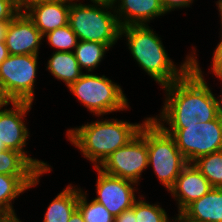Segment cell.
<instances>
[{
	"label": "cell",
	"mask_w": 222,
	"mask_h": 222,
	"mask_svg": "<svg viewBox=\"0 0 222 222\" xmlns=\"http://www.w3.org/2000/svg\"><path fill=\"white\" fill-rule=\"evenodd\" d=\"M192 67L178 80L162 87L165 93L160 113L150 118L161 128H186V125L206 123L219 116L215 93L191 48ZM168 125V127H167Z\"/></svg>",
	"instance_id": "cell-1"
},
{
	"label": "cell",
	"mask_w": 222,
	"mask_h": 222,
	"mask_svg": "<svg viewBox=\"0 0 222 222\" xmlns=\"http://www.w3.org/2000/svg\"><path fill=\"white\" fill-rule=\"evenodd\" d=\"M120 38L126 41L127 49L138 66L161 88L181 78L192 67V52H188L180 65L175 63L160 35L149 25L122 27Z\"/></svg>",
	"instance_id": "cell-2"
},
{
	"label": "cell",
	"mask_w": 222,
	"mask_h": 222,
	"mask_svg": "<svg viewBox=\"0 0 222 222\" xmlns=\"http://www.w3.org/2000/svg\"><path fill=\"white\" fill-rule=\"evenodd\" d=\"M149 118H144L142 123H130L129 120L99 116L96 121L70 127L65 133L67 140L92 162L93 167H99L114 151L134 139Z\"/></svg>",
	"instance_id": "cell-3"
},
{
	"label": "cell",
	"mask_w": 222,
	"mask_h": 222,
	"mask_svg": "<svg viewBox=\"0 0 222 222\" xmlns=\"http://www.w3.org/2000/svg\"><path fill=\"white\" fill-rule=\"evenodd\" d=\"M71 0L68 24L80 41H94L113 48L120 38L115 9L105 4Z\"/></svg>",
	"instance_id": "cell-4"
},
{
	"label": "cell",
	"mask_w": 222,
	"mask_h": 222,
	"mask_svg": "<svg viewBox=\"0 0 222 222\" xmlns=\"http://www.w3.org/2000/svg\"><path fill=\"white\" fill-rule=\"evenodd\" d=\"M139 134L147 142L148 167H153L151 169L168 192L188 163L174 138L151 118L141 127Z\"/></svg>",
	"instance_id": "cell-5"
},
{
	"label": "cell",
	"mask_w": 222,
	"mask_h": 222,
	"mask_svg": "<svg viewBox=\"0 0 222 222\" xmlns=\"http://www.w3.org/2000/svg\"><path fill=\"white\" fill-rule=\"evenodd\" d=\"M68 89L93 116L114 115V112L131 109L122 87L105 75L83 73Z\"/></svg>",
	"instance_id": "cell-6"
},
{
	"label": "cell",
	"mask_w": 222,
	"mask_h": 222,
	"mask_svg": "<svg viewBox=\"0 0 222 222\" xmlns=\"http://www.w3.org/2000/svg\"><path fill=\"white\" fill-rule=\"evenodd\" d=\"M162 129L174 138L187 163L222 150V120L219 116L206 123L186 125V128Z\"/></svg>",
	"instance_id": "cell-7"
},
{
	"label": "cell",
	"mask_w": 222,
	"mask_h": 222,
	"mask_svg": "<svg viewBox=\"0 0 222 222\" xmlns=\"http://www.w3.org/2000/svg\"><path fill=\"white\" fill-rule=\"evenodd\" d=\"M38 59L39 55H9L0 64V82L11 102H34Z\"/></svg>",
	"instance_id": "cell-8"
},
{
	"label": "cell",
	"mask_w": 222,
	"mask_h": 222,
	"mask_svg": "<svg viewBox=\"0 0 222 222\" xmlns=\"http://www.w3.org/2000/svg\"><path fill=\"white\" fill-rule=\"evenodd\" d=\"M7 106L9 105L0 108V142L7 149L22 153L41 173L52 170L49 163L32 158L29 154L30 151L25 150L27 141L31 136L24 119L32 110L33 103L12 101L10 103L12 108H7Z\"/></svg>",
	"instance_id": "cell-9"
},
{
	"label": "cell",
	"mask_w": 222,
	"mask_h": 222,
	"mask_svg": "<svg viewBox=\"0 0 222 222\" xmlns=\"http://www.w3.org/2000/svg\"><path fill=\"white\" fill-rule=\"evenodd\" d=\"M98 168L109 175L139 185L142 174L148 168L146 140L138 133L127 145L114 151Z\"/></svg>",
	"instance_id": "cell-10"
},
{
	"label": "cell",
	"mask_w": 222,
	"mask_h": 222,
	"mask_svg": "<svg viewBox=\"0 0 222 222\" xmlns=\"http://www.w3.org/2000/svg\"><path fill=\"white\" fill-rule=\"evenodd\" d=\"M94 170L98 173L95 186L97 196L93 198L94 200L101 203L114 216L134 205L137 198H139V196L136 197V193H140L137 192L140 185L109 175L98 167H94Z\"/></svg>",
	"instance_id": "cell-11"
},
{
	"label": "cell",
	"mask_w": 222,
	"mask_h": 222,
	"mask_svg": "<svg viewBox=\"0 0 222 222\" xmlns=\"http://www.w3.org/2000/svg\"><path fill=\"white\" fill-rule=\"evenodd\" d=\"M44 40L39 29L23 11L8 23L5 45L9 55H39Z\"/></svg>",
	"instance_id": "cell-12"
},
{
	"label": "cell",
	"mask_w": 222,
	"mask_h": 222,
	"mask_svg": "<svg viewBox=\"0 0 222 222\" xmlns=\"http://www.w3.org/2000/svg\"><path fill=\"white\" fill-rule=\"evenodd\" d=\"M212 188L207 178L193 163H188L168 193L177 202V212L180 214L189 204L207 194Z\"/></svg>",
	"instance_id": "cell-13"
},
{
	"label": "cell",
	"mask_w": 222,
	"mask_h": 222,
	"mask_svg": "<svg viewBox=\"0 0 222 222\" xmlns=\"http://www.w3.org/2000/svg\"><path fill=\"white\" fill-rule=\"evenodd\" d=\"M119 25H148L167 14L162 0H117L114 6Z\"/></svg>",
	"instance_id": "cell-14"
},
{
	"label": "cell",
	"mask_w": 222,
	"mask_h": 222,
	"mask_svg": "<svg viewBox=\"0 0 222 222\" xmlns=\"http://www.w3.org/2000/svg\"><path fill=\"white\" fill-rule=\"evenodd\" d=\"M71 1L42 2L30 5L24 12L42 36L68 24Z\"/></svg>",
	"instance_id": "cell-15"
},
{
	"label": "cell",
	"mask_w": 222,
	"mask_h": 222,
	"mask_svg": "<svg viewBox=\"0 0 222 222\" xmlns=\"http://www.w3.org/2000/svg\"><path fill=\"white\" fill-rule=\"evenodd\" d=\"M41 173L22 153L6 149L0 151V174L17 176L28 188H35L40 177L46 173Z\"/></svg>",
	"instance_id": "cell-16"
},
{
	"label": "cell",
	"mask_w": 222,
	"mask_h": 222,
	"mask_svg": "<svg viewBox=\"0 0 222 222\" xmlns=\"http://www.w3.org/2000/svg\"><path fill=\"white\" fill-rule=\"evenodd\" d=\"M179 219L222 222V188L213 187L207 194L189 204Z\"/></svg>",
	"instance_id": "cell-17"
},
{
	"label": "cell",
	"mask_w": 222,
	"mask_h": 222,
	"mask_svg": "<svg viewBox=\"0 0 222 222\" xmlns=\"http://www.w3.org/2000/svg\"><path fill=\"white\" fill-rule=\"evenodd\" d=\"M79 186L71 183L63 188L48 205L42 222H68L77 209Z\"/></svg>",
	"instance_id": "cell-18"
},
{
	"label": "cell",
	"mask_w": 222,
	"mask_h": 222,
	"mask_svg": "<svg viewBox=\"0 0 222 222\" xmlns=\"http://www.w3.org/2000/svg\"><path fill=\"white\" fill-rule=\"evenodd\" d=\"M45 65H47L45 70L51 73L57 80L65 83L64 85L67 88L84 73L79 67L74 52L53 51Z\"/></svg>",
	"instance_id": "cell-19"
},
{
	"label": "cell",
	"mask_w": 222,
	"mask_h": 222,
	"mask_svg": "<svg viewBox=\"0 0 222 222\" xmlns=\"http://www.w3.org/2000/svg\"><path fill=\"white\" fill-rule=\"evenodd\" d=\"M111 50L106 44L94 41H78L74 54L81 70L91 73L105 59L107 51Z\"/></svg>",
	"instance_id": "cell-20"
},
{
	"label": "cell",
	"mask_w": 222,
	"mask_h": 222,
	"mask_svg": "<svg viewBox=\"0 0 222 222\" xmlns=\"http://www.w3.org/2000/svg\"><path fill=\"white\" fill-rule=\"evenodd\" d=\"M29 189L17 176L0 174V216L17 215L13 204Z\"/></svg>",
	"instance_id": "cell-21"
},
{
	"label": "cell",
	"mask_w": 222,
	"mask_h": 222,
	"mask_svg": "<svg viewBox=\"0 0 222 222\" xmlns=\"http://www.w3.org/2000/svg\"><path fill=\"white\" fill-rule=\"evenodd\" d=\"M87 191L79 187L77 209L81 212L84 222H114L115 216L101 203L92 198L89 202Z\"/></svg>",
	"instance_id": "cell-22"
},
{
	"label": "cell",
	"mask_w": 222,
	"mask_h": 222,
	"mask_svg": "<svg viewBox=\"0 0 222 222\" xmlns=\"http://www.w3.org/2000/svg\"><path fill=\"white\" fill-rule=\"evenodd\" d=\"M193 165L213 187L222 188V150L199 157Z\"/></svg>",
	"instance_id": "cell-23"
},
{
	"label": "cell",
	"mask_w": 222,
	"mask_h": 222,
	"mask_svg": "<svg viewBox=\"0 0 222 222\" xmlns=\"http://www.w3.org/2000/svg\"><path fill=\"white\" fill-rule=\"evenodd\" d=\"M145 195L139 194V198L134 203V212L137 222H169L172 218L160 203H150L146 201ZM144 199V200H143Z\"/></svg>",
	"instance_id": "cell-24"
},
{
	"label": "cell",
	"mask_w": 222,
	"mask_h": 222,
	"mask_svg": "<svg viewBox=\"0 0 222 222\" xmlns=\"http://www.w3.org/2000/svg\"><path fill=\"white\" fill-rule=\"evenodd\" d=\"M51 48L58 52H74L78 44V37L70 28L69 24L59 27L43 36Z\"/></svg>",
	"instance_id": "cell-25"
},
{
	"label": "cell",
	"mask_w": 222,
	"mask_h": 222,
	"mask_svg": "<svg viewBox=\"0 0 222 222\" xmlns=\"http://www.w3.org/2000/svg\"><path fill=\"white\" fill-rule=\"evenodd\" d=\"M19 12V0H0V23L11 21Z\"/></svg>",
	"instance_id": "cell-26"
},
{
	"label": "cell",
	"mask_w": 222,
	"mask_h": 222,
	"mask_svg": "<svg viewBox=\"0 0 222 222\" xmlns=\"http://www.w3.org/2000/svg\"><path fill=\"white\" fill-rule=\"evenodd\" d=\"M220 26V41L213 50L211 68L208 71V73L211 71V74H214L215 77H222V25Z\"/></svg>",
	"instance_id": "cell-27"
},
{
	"label": "cell",
	"mask_w": 222,
	"mask_h": 222,
	"mask_svg": "<svg viewBox=\"0 0 222 222\" xmlns=\"http://www.w3.org/2000/svg\"><path fill=\"white\" fill-rule=\"evenodd\" d=\"M194 0H162L165 12L168 14L175 9L189 8L193 5Z\"/></svg>",
	"instance_id": "cell-28"
},
{
	"label": "cell",
	"mask_w": 222,
	"mask_h": 222,
	"mask_svg": "<svg viewBox=\"0 0 222 222\" xmlns=\"http://www.w3.org/2000/svg\"><path fill=\"white\" fill-rule=\"evenodd\" d=\"M114 222H137L134 212V205L119 215L115 216Z\"/></svg>",
	"instance_id": "cell-29"
},
{
	"label": "cell",
	"mask_w": 222,
	"mask_h": 222,
	"mask_svg": "<svg viewBox=\"0 0 222 222\" xmlns=\"http://www.w3.org/2000/svg\"><path fill=\"white\" fill-rule=\"evenodd\" d=\"M57 1H71V0H19L20 11H25L30 5H35L42 2H57Z\"/></svg>",
	"instance_id": "cell-30"
},
{
	"label": "cell",
	"mask_w": 222,
	"mask_h": 222,
	"mask_svg": "<svg viewBox=\"0 0 222 222\" xmlns=\"http://www.w3.org/2000/svg\"><path fill=\"white\" fill-rule=\"evenodd\" d=\"M11 100L8 98L6 93L3 90V87L0 82V108L5 107L6 105H10Z\"/></svg>",
	"instance_id": "cell-31"
},
{
	"label": "cell",
	"mask_w": 222,
	"mask_h": 222,
	"mask_svg": "<svg viewBox=\"0 0 222 222\" xmlns=\"http://www.w3.org/2000/svg\"><path fill=\"white\" fill-rule=\"evenodd\" d=\"M9 56L8 48L5 42H0V64Z\"/></svg>",
	"instance_id": "cell-32"
},
{
	"label": "cell",
	"mask_w": 222,
	"mask_h": 222,
	"mask_svg": "<svg viewBox=\"0 0 222 222\" xmlns=\"http://www.w3.org/2000/svg\"><path fill=\"white\" fill-rule=\"evenodd\" d=\"M68 222H84V219H83V216H82L81 212L78 209H76L72 213Z\"/></svg>",
	"instance_id": "cell-33"
},
{
	"label": "cell",
	"mask_w": 222,
	"mask_h": 222,
	"mask_svg": "<svg viewBox=\"0 0 222 222\" xmlns=\"http://www.w3.org/2000/svg\"><path fill=\"white\" fill-rule=\"evenodd\" d=\"M9 22L0 23V42L5 40Z\"/></svg>",
	"instance_id": "cell-34"
},
{
	"label": "cell",
	"mask_w": 222,
	"mask_h": 222,
	"mask_svg": "<svg viewBox=\"0 0 222 222\" xmlns=\"http://www.w3.org/2000/svg\"><path fill=\"white\" fill-rule=\"evenodd\" d=\"M219 81H221L220 83H222V77H216ZM221 95H217V102H218V111H219V118L222 120V87H221V91H220Z\"/></svg>",
	"instance_id": "cell-35"
},
{
	"label": "cell",
	"mask_w": 222,
	"mask_h": 222,
	"mask_svg": "<svg viewBox=\"0 0 222 222\" xmlns=\"http://www.w3.org/2000/svg\"><path fill=\"white\" fill-rule=\"evenodd\" d=\"M0 222H22L18 215L0 216Z\"/></svg>",
	"instance_id": "cell-36"
},
{
	"label": "cell",
	"mask_w": 222,
	"mask_h": 222,
	"mask_svg": "<svg viewBox=\"0 0 222 222\" xmlns=\"http://www.w3.org/2000/svg\"><path fill=\"white\" fill-rule=\"evenodd\" d=\"M80 1V0H77ZM117 0H89L88 3L105 4L114 7Z\"/></svg>",
	"instance_id": "cell-37"
},
{
	"label": "cell",
	"mask_w": 222,
	"mask_h": 222,
	"mask_svg": "<svg viewBox=\"0 0 222 222\" xmlns=\"http://www.w3.org/2000/svg\"><path fill=\"white\" fill-rule=\"evenodd\" d=\"M215 4L219 13L218 17H220L219 18L220 25H222V0H217Z\"/></svg>",
	"instance_id": "cell-38"
},
{
	"label": "cell",
	"mask_w": 222,
	"mask_h": 222,
	"mask_svg": "<svg viewBox=\"0 0 222 222\" xmlns=\"http://www.w3.org/2000/svg\"><path fill=\"white\" fill-rule=\"evenodd\" d=\"M180 222H207V221H199L194 219H179Z\"/></svg>",
	"instance_id": "cell-39"
},
{
	"label": "cell",
	"mask_w": 222,
	"mask_h": 222,
	"mask_svg": "<svg viewBox=\"0 0 222 222\" xmlns=\"http://www.w3.org/2000/svg\"><path fill=\"white\" fill-rule=\"evenodd\" d=\"M169 222H180L177 214L175 215V217L172 216V219Z\"/></svg>",
	"instance_id": "cell-40"
},
{
	"label": "cell",
	"mask_w": 222,
	"mask_h": 222,
	"mask_svg": "<svg viewBox=\"0 0 222 222\" xmlns=\"http://www.w3.org/2000/svg\"><path fill=\"white\" fill-rule=\"evenodd\" d=\"M6 149L7 148L5 147V145L2 142H0V151H4Z\"/></svg>",
	"instance_id": "cell-41"
}]
</instances>
